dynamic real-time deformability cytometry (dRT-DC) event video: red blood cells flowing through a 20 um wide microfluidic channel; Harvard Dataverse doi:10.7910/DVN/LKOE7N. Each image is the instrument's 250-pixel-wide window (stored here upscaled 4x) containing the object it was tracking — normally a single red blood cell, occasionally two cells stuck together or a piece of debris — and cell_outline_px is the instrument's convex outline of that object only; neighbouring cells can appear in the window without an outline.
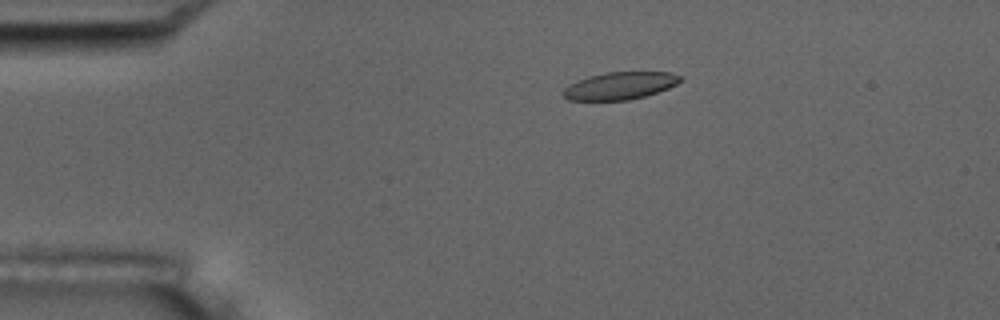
{"species": "common noctule bat (a hibernating species)", "species_latin": "Nyctalus noctula", "temperature_condition": "room temperature", "stored_images_in_passage": 11, "camera_frame_rate_fps": 3000, "um_per_image_px": 0.085, "animal": {"sex": "male", "body_mass_g": 17.5, "forearm_length_mm": 52.3}, "frame": {"image": 1, "passage_image": 4, "time_ms": 3.333, "image_size_px": [1000, 320], "cell_outline_px": [[680, 80], [676, 84], [668, 88], [644, 96], [628, 100], [568, 100], [560, 92], [568, 84], [576, 80], [588, 76], [604, 72], [672, 72], [680, 76]], "centroid_in_image_um": [52.62, 7.28], "position_along_channel_um": 32.4, "area_um2": 18.73}}